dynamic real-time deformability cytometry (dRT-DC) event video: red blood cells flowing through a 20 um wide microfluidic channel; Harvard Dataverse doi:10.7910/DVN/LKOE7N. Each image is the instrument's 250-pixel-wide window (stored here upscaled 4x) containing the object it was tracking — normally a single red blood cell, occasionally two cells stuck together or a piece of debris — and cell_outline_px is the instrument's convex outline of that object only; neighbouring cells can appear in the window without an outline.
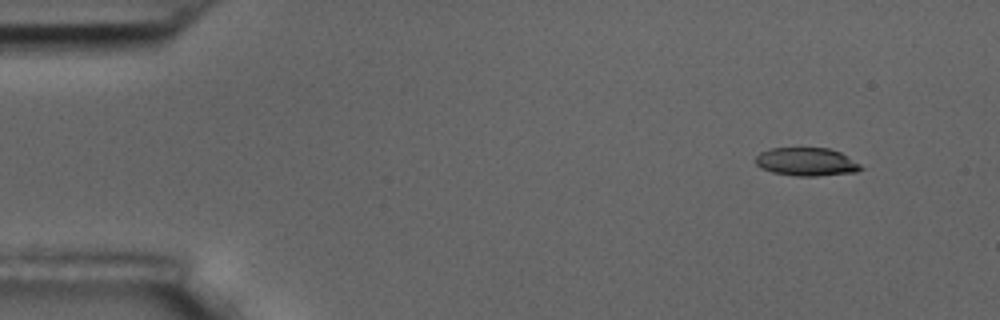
{"species": "common noctule bat (a hibernating species)", "species_latin": "Nyctalus noctula", "temperature_condition": "room temperature", "stored_images_in_passage": 14, "camera_frame_rate_fps": 3000, "um_per_image_px": 0.085, "animal": {"sex": "male", "body_mass_g": 17.5, "forearm_length_mm": 52.3}, "frame": {"image": 1, "passage_image": 1, "time_ms": 0.0, "image_size_px": [1000, 320], "cell_outline_px": [[864, 168], [856, 172], [816, 176], [796, 176], [772, 172], [760, 168], [756, 164], [756, 156], [760, 152], [772, 148], [828, 148], [840, 152], [860, 164]], "centroid_in_image_um": [68.54, 13.76], "position_along_channel_um": 16.5, "area_um2": 17.28}}
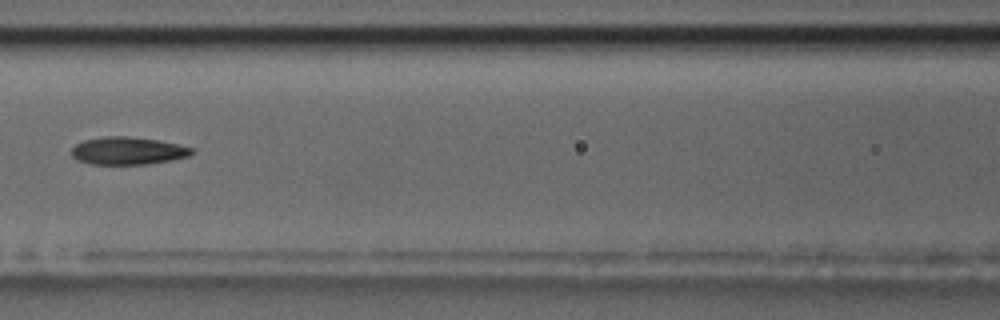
{"frame": {"image": 2, "passage_image": 6, "time_ms": 6.667, "image_size_px": [1000, 320], "cell_outline_px": [[196, 152], [188, 156], [172, 160], [144, 164], [92, 164], [76, 160], [72, 156], [72, 148], [76, 144], [84, 140], [104, 136], [128, 136], [156, 140], [196, 148]], "centroid_in_image_um": [10.88, 12.82], "position_along_channel_um": 155.7, "area_um2": 19.36}}
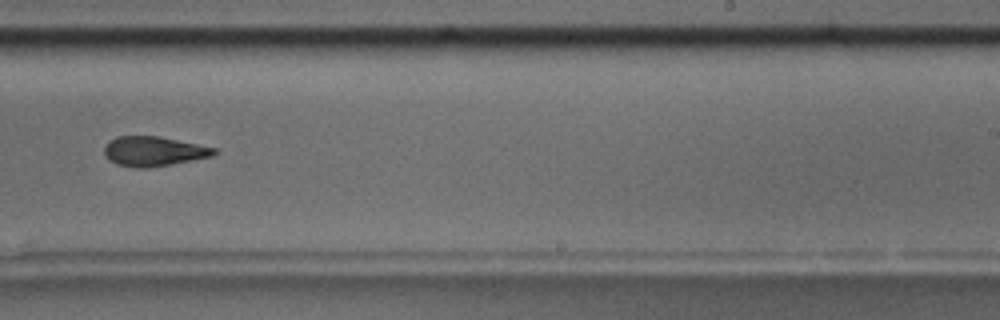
{"frame": {"image": 3, "passage_image": 9, "time_ms": 10.0, "image_size_px": [1000, 320], "cell_outline_px": [[216, 152], [212, 156], [172, 164], [148, 168], [136, 168], [116, 164], [108, 160], [104, 156], [104, 148], [108, 140], [116, 136], [160, 136], [216, 148]], "centroid_in_image_um": [13.0, 12.86], "position_along_channel_um": 276.0, "area_um2": 19.13}, "authors_computed_cell_mechanics": {"area_um2": 19.2474, "velocity_mm_per_s": 3.6181, "shape_relaxation_time_tau1_ms": null, "shape_relaxation_time_tau2_ms": 2.8203, "deformation_change_tau1": null, "deformation_change_tau2": 0.084}}